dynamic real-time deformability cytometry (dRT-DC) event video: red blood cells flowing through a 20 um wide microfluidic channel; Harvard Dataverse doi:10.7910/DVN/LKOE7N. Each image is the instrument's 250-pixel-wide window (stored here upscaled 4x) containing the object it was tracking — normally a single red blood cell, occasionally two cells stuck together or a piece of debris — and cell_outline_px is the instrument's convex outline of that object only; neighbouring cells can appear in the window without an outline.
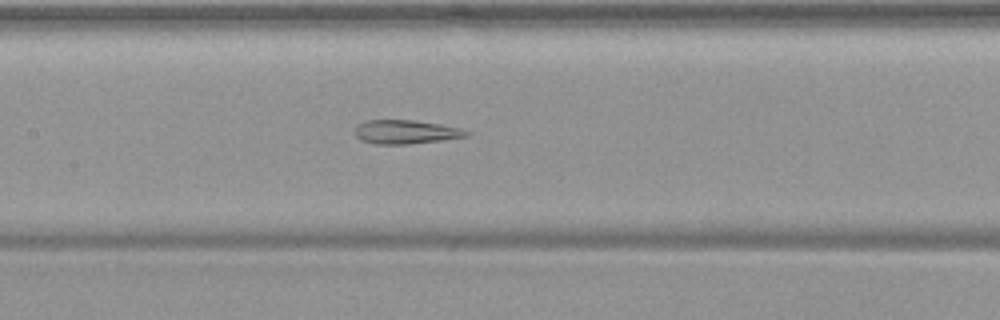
{"species": "common noctule bat (a hibernating species)", "species_latin": "Nyctalus noctula", "temperature_condition": "warm", "stored_images_in_passage": 48, "camera_frame_rate_fps": 3000, "um_per_image_px": 0.085, "animal": {"sex": "female", "body_mass_g": 19.9}, "frame": {"image": 1, "passage_image": 20, "time_ms": 6.333, "image_size_px": [1000, 320], "cell_outline_px": [[472, 132], [468, 136], [440, 140], [408, 144], [376, 144], [360, 140], [352, 132], [356, 124], [364, 120], [416, 120], [440, 124], [460, 128]], "centroid_in_image_um": [34.43, 11.2], "position_along_channel_um": 173.0, "area_um2": 15.72}}
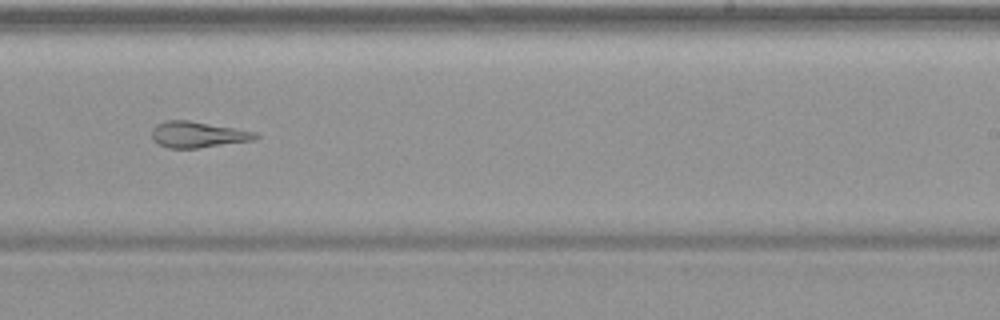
{"frame": {"image": 2, "passage_image": 28, "time_ms": 9.0, "image_size_px": [1000, 320], "cell_outline_px": [[260, 136], [256, 140], [196, 148], [168, 148], [152, 140], [152, 128], [156, 124], [164, 120], [188, 120], [236, 128], [256, 132]], "centroid_in_image_um": [16.82, 11.43], "position_along_channel_um": 272.2, "area_um2": 15.84}}
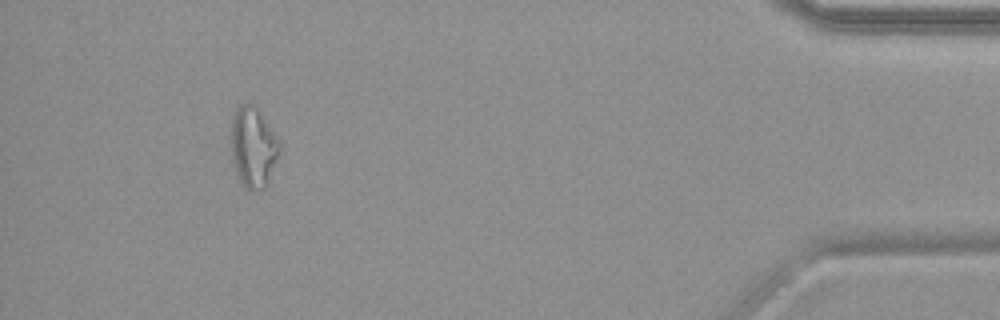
{"frame": {"image": 3, "passage_image": 44, "time_ms": 14.333, "image_size_px": [1000, 320], "cell_outline_px": [[280, 156], [264, 188], [252, 192], [240, 180], [236, 172], [232, 160], [232, 116], [236, 108], [240, 104], [248, 100], [256, 104], [280, 140]], "centroid_in_image_um": [21.55, 12.43], "position_along_channel_um": 413.6, "area_um2": 23.12}, "authors_computed_cell_mechanics": {"area_um2": 20.5479, "velocity_mm_per_s": 3.7499, "shape_relaxation_time_tau1_ms": null, "shape_relaxation_time_tau2_ms": 3.1353, "deformation_change_tau1": null, "deformation_change_tau2": 0.1338}}